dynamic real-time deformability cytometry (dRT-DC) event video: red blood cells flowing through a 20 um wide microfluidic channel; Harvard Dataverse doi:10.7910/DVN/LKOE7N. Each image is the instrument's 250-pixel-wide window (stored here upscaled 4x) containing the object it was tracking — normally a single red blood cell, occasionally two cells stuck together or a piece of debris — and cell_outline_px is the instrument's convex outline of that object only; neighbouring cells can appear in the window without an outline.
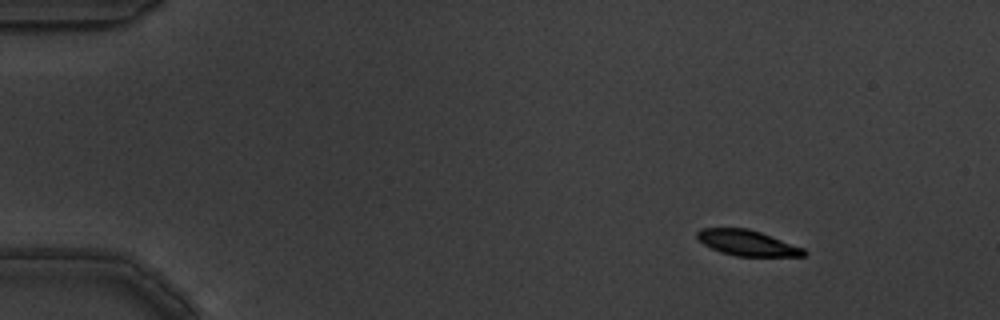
{"species": "common noctule bat (a hibernating species)", "species_latin": "Nyctalus noctula", "temperature_condition": "warm", "stored_images_in_passage": 4, "camera_frame_rate_fps": 3000, "um_per_image_px": 0.085, "animal": {"sex": "male", "body_mass_g": 19.5, "forearm_length_mm": 54.6}, "frame": {"image": 1, "passage_image": 1, "time_ms": 0.0, "image_size_px": [1000, 320], "cell_outline_px": [[808, 252], [804, 256], [736, 256], [720, 252], [704, 244], [696, 236], [696, 232], [700, 228], [748, 228], [760, 232], [804, 248]], "centroid_in_image_um": [63.52, 20.64], "position_along_channel_um": 21.5, "area_um2": 15.84}}
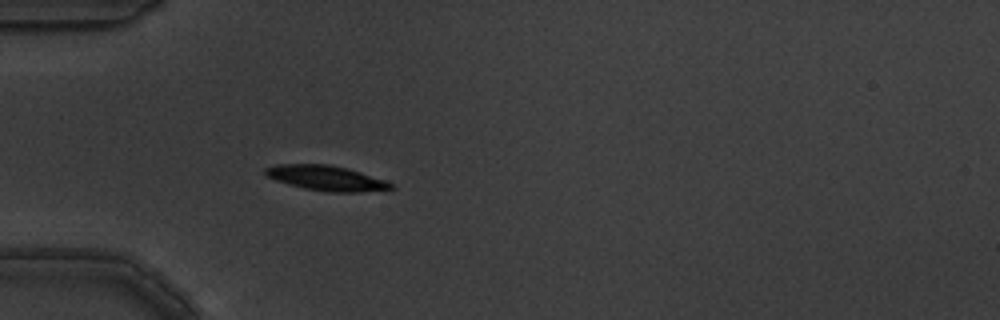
{"frame": {"image": 2, "passage_image": 4, "time_ms": 1.0, "image_size_px": [1000, 320], "cell_outline_px": [[396, 188], [360, 192], [328, 192], [304, 188], [288, 184], [276, 180], [268, 176], [264, 172], [264, 168], [276, 164], [328, 164], [360, 172], [384, 180], [392, 184]], "centroid_in_image_um": [27.7, 15.14], "position_along_channel_um": 57.3, "area_um2": 18.09}}